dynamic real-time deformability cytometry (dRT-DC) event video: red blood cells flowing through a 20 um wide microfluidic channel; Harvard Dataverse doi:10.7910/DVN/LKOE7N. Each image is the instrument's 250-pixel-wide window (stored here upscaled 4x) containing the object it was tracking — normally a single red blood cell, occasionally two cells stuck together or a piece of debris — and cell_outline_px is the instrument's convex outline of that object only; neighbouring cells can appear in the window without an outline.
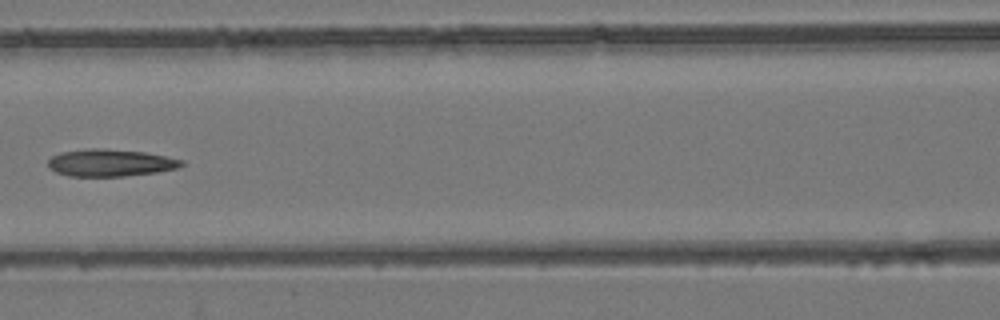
{"species": "common noctule bat (a hibernating species)", "species_latin": "Nyctalus noctula", "temperature_condition": "room temperature", "stored_images_in_passage": 4, "camera_frame_rate_fps": 3000, "um_per_image_px": 0.085, "animal": {"sex": "female", "body_mass_g": 24.6, "forearm_length_mm": 56.2}, "frame": {"image": 1, "passage_image": 4, "time_ms": 3.333, "image_size_px": [1000, 320], "cell_outline_px": [[184, 164], [176, 168], [156, 172], [124, 176], [68, 176], [56, 172], [48, 168], [48, 160], [52, 156], [60, 152], [88, 148], [104, 148], [144, 152], [184, 160]], "centroid_in_image_um": [9.33, 13.83], "position_along_channel_um": 157.3, "area_um2": 21.15}}